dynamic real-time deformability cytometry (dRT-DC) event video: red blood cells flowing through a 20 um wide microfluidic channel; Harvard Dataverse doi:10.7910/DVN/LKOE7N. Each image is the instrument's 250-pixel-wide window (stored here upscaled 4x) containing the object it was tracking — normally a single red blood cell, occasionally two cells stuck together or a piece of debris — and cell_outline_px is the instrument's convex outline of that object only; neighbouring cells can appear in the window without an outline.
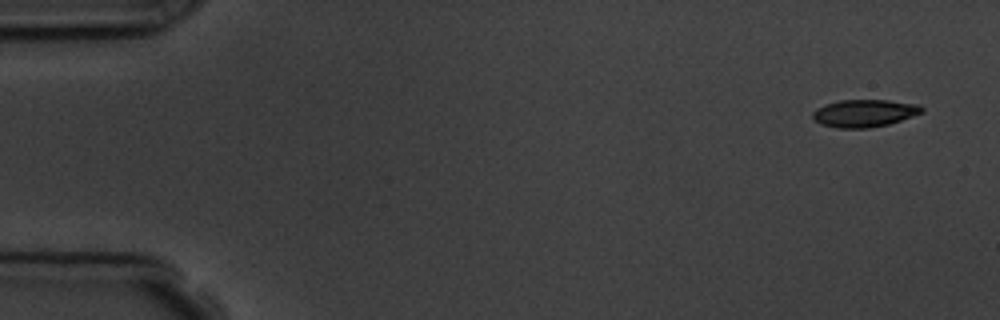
{"species": "common noctule bat (a hibernating species)", "species_latin": "Nyctalus noctula", "temperature_condition": "room temperature", "stored_images_in_passage": 5, "segment_of_instrument_passage": [1, 2], "camera_frame_rate_fps": 3000, "um_per_image_px": 0.085, "animal": {"sex": "male", "body_mass_g": 19.5, "forearm_length_mm": 54.6}, "frame": {"image": 1, "passage_image": 1, "time_ms": 0.0, "image_size_px": [1000, 320], "cell_outline_px": [[924, 112], [888, 124], [868, 128], [836, 128], [820, 124], [812, 116], [812, 112], [816, 108], [840, 100], [888, 100], [920, 104], [924, 108]], "centroid_in_image_um": [73.49, 9.62], "position_along_channel_um": 11.5, "area_um2": 17.46}}